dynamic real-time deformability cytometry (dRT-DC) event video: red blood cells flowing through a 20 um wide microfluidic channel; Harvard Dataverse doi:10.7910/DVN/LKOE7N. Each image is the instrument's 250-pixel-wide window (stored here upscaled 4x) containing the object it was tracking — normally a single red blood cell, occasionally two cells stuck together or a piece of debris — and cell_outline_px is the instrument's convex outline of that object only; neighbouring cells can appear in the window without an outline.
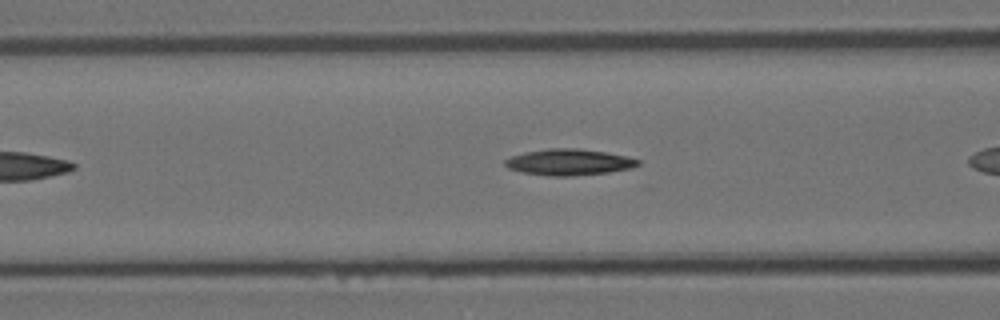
{"species": "Egyptian fruit bat (a non-hibernating species)", "species_latin": "Rousettus aegyptiacus", "temperature_condition": "room temperature", "stored_images_in_passage": 7, "camera_frame_rate_fps": 3000, "um_per_image_px": 0.085, "animal": {"sex": "female"}, "frame": {"image": 1, "passage_image": 4, "time_ms": 1.0, "image_size_px": [1000, 320], "cell_outline_px": [[640, 164], [632, 168], [608, 172], [572, 176], [548, 176], [524, 172], [508, 168], [504, 164], [504, 160], [512, 156], [524, 152], [548, 148], [576, 148], [604, 152], [624, 156], [640, 160]], "centroid_in_image_um": [48.34, 13.78], "position_along_channel_um": 118.3, "area_um2": 20.17}}